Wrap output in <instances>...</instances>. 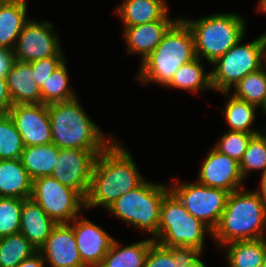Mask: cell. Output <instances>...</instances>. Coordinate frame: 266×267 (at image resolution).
<instances>
[{
    "label": "cell",
    "mask_w": 266,
    "mask_h": 267,
    "mask_svg": "<svg viewBox=\"0 0 266 267\" xmlns=\"http://www.w3.org/2000/svg\"><path fill=\"white\" fill-rule=\"evenodd\" d=\"M190 256L188 251L168 248L154 241L144 267H181Z\"/></svg>",
    "instance_id": "33"
},
{
    "label": "cell",
    "mask_w": 266,
    "mask_h": 267,
    "mask_svg": "<svg viewBox=\"0 0 266 267\" xmlns=\"http://www.w3.org/2000/svg\"><path fill=\"white\" fill-rule=\"evenodd\" d=\"M243 39L210 65L214 92H229L244 76L265 65L266 31L249 43H242Z\"/></svg>",
    "instance_id": "8"
},
{
    "label": "cell",
    "mask_w": 266,
    "mask_h": 267,
    "mask_svg": "<svg viewBox=\"0 0 266 267\" xmlns=\"http://www.w3.org/2000/svg\"><path fill=\"white\" fill-rule=\"evenodd\" d=\"M143 176L130 150L116 138L95 159L85 211L107 210L121 195L141 185L146 180Z\"/></svg>",
    "instance_id": "1"
},
{
    "label": "cell",
    "mask_w": 266,
    "mask_h": 267,
    "mask_svg": "<svg viewBox=\"0 0 266 267\" xmlns=\"http://www.w3.org/2000/svg\"><path fill=\"white\" fill-rule=\"evenodd\" d=\"M24 147L10 115H0V160L20 159Z\"/></svg>",
    "instance_id": "31"
},
{
    "label": "cell",
    "mask_w": 266,
    "mask_h": 267,
    "mask_svg": "<svg viewBox=\"0 0 266 267\" xmlns=\"http://www.w3.org/2000/svg\"><path fill=\"white\" fill-rule=\"evenodd\" d=\"M262 267H266V253H265V257H264V261H263Z\"/></svg>",
    "instance_id": "45"
},
{
    "label": "cell",
    "mask_w": 266,
    "mask_h": 267,
    "mask_svg": "<svg viewBox=\"0 0 266 267\" xmlns=\"http://www.w3.org/2000/svg\"><path fill=\"white\" fill-rule=\"evenodd\" d=\"M13 61L14 56L12 51L0 47V77H6V74L9 71Z\"/></svg>",
    "instance_id": "38"
},
{
    "label": "cell",
    "mask_w": 266,
    "mask_h": 267,
    "mask_svg": "<svg viewBox=\"0 0 266 267\" xmlns=\"http://www.w3.org/2000/svg\"><path fill=\"white\" fill-rule=\"evenodd\" d=\"M178 20H158L122 29L127 54H137L140 63L157 47Z\"/></svg>",
    "instance_id": "17"
},
{
    "label": "cell",
    "mask_w": 266,
    "mask_h": 267,
    "mask_svg": "<svg viewBox=\"0 0 266 267\" xmlns=\"http://www.w3.org/2000/svg\"><path fill=\"white\" fill-rule=\"evenodd\" d=\"M22 199L0 197V238L19 233Z\"/></svg>",
    "instance_id": "34"
},
{
    "label": "cell",
    "mask_w": 266,
    "mask_h": 267,
    "mask_svg": "<svg viewBox=\"0 0 266 267\" xmlns=\"http://www.w3.org/2000/svg\"><path fill=\"white\" fill-rule=\"evenodd\" d=\"M66 62L65 59L41 87V103L48 105L55 102L69 101L78 96L70 86Z\"/></svg>",
    "instance_id": "28"
},
{
    "label": "cell",
    "mask_w": 266,
    "mask_h": 267,
    "mask_svg": "<svg viewBox=\"0 0 266 267\" xmlns=\"http://www.w3.org/2000/svg\"><path fill=\"white\" fill-rule=\"evenodd\" d=\"M227 99L220 111L222 112L228 131L246 132L256 135L260 129L253 128L256 121V112L258 107L246 102L245 100L236 98L229 92H221Z\"/></svg>",
    "instance_id": "24"
},
{
    "label": "cell",
    "mask_w": 266,
    "mask_h": 267,
    "mask_svg": "<svg viewBox=\"0 0 266 267\" xmlns=\"http://www.w3.org/2000/svg\"><path fill=\"white\" fill-rule=\"evenodd\" d=\"M102 151L59 149L51 174L61 184L76 190L84 199L88 193L96 157Z\"/></svg>",
    "instance_id": "12"
},
{
    "label": "cell",
    "mask_w": 266,
    "mask_h": 267,
    "mask_svg": "<svg viewBox=\"0 0 266 267\" xmlns=\"http://www.w3.org/2000/svg\"><path fill=\"white\" fill-rule=\"evenodd\" d=\"M56 224L31 198L22 199L19 232L31 242L37 251L44 245Z\"/></svg>",
    "instance_id": "20"
},
{
    "label": "cell",
    "mask_w": 266,
    "mask_h": 267,
    "mask_svg": "<svg viewBox=\"0 0 266 267\" xmlns=\"http://www.w3.org/2000/svg\"><path fill=\"white\" fill-rule=\"evenodd\" d=\"M203 62V63H202ZM205 62L196 57L194 60L183 64L174 74L166 88L181 89L184 92L198 93L211 91V72H207L203 65Z\"/></svg>",
    "instance_id": "26"
},
{
    "label": "cell",
    "mask_w": 266,
    "mask_h": 267,
    "mask_svg": "<svg viewBox=\"0 0 266 267\" xmlns=\"http://www.w3.org/2000/svg\"><path fill=\"white\" fill-rule=\"evenodd\" d=\"M8 114L20 133L25 147L52 143L47 104H15Z\"/></svg>",
    "instance_id": "13"
},
{
    "label": "cell",
    "mask_w": 266,
    "mask_h": 267,
    "mask_svg": "<svg viewBox=\"0 0 266 267\" xmlns=\"http://www.w3.org/2000/svg\"><path fill=\"white\" fill-rule=\"evenodd\" d=\"M233 88L230 94L260 108L266 98V65L244 76Z\"/></svg>",
    "instance_id": "29"
},
{
    "label": "cell",
    "mask_w": 266,
    "mask_h": 267,
    "mask_svg": "<svg viewBox=\"0 0 266 267\" xmlns=\"http://www.w3.org/2000/svg\"><path fill=\"white\" fill-rule=\"evenodd\" d=\"M66 59V56H52L34 62H29L32 67L33 77L38 87L44 85L52 72Z\"/></svg>",
    "instance_id": "36"
},
{
    "label": "cell",
    "mask_w": 266,
    "mask_h": 267,
    "mask_svg": "<svg viewBox=\"0 0 266 267\" xmlns=\"http://www.w3.org/2000/svg\"><path fill=\"white\" fill-rule=\"evenodd\" d=\"M5 78L13 105L41 103L40 88L29 63L14 60Z\"/></svg>",
    "instance_id": "19"
},
{
    "label": "cell",
    "mask_w": 266,
    "mask_h": 267,
    "mask_svg": "<svg viewBox=\"0 0 266 267\" xmlns=\"http://www.w3.org/2000/svg\"><path fill=\"white\" fill-rule=\"evenodd\" d=\"M30 198L57 224L70 223L85 211V199L52 176L33 180Z\"/></svg>",
    "instance_id": "9"
},
{
    "label": "cell",
    "mask_w": 266,
    "mask_h": 267,
    "mask_svg": "<svg viewBox=\"0 0 266 267\" xmlns=\"http://www.w3.org/2000/svg\"><path fill=\"white\" fill-rule=\"evenodd\" d=\"M205 156L198 172V183L229 193L246 187L239 162L220 153L214 147Z\"/></svg>",
    "instance_id": "15"
},
{
    "label": "cell",
    "mask_w": 266,
    "mask_h": 267,
    "mask_svg": "<svg viewBox=\"0 0 266 267\" xmlns=\"http://www.w3.org/2000/svg\"><path fill=\"white\" fill-rule=\"evenodd\" d=\"M16 267H46V262L41 253L37 251L32 256L19 263Z\"/></svg>",
    "instance_id": "39"
},
{
    "label": "cell",
    "mask_w": 266,
    "mask_h": 267,
    "mask_svg": "<svg viewBox=\"0 0 266 267\" xmlns=\"http://www.w3.org/2000/svg\"><path fill=\"white\" fill-rule=\"evenodd\" d=\"M266 237V209L254 190L247 187L229 193L226 207L213 230L214 245Z\"/></svg>",
    "instance_id": "3"
},
{
    "label": "cell",
    "mask_w": 266,
    "mask_h": 267,
    "mask_svg": "<svg viewBox=\"0 0 266 267\" xmlns=\"http://www.w3.org/2000/svg\"><path fill=\"white\" fill-rule=\"evenodd\" d=\"M37 249L20 232L0 238V267H16Z\"/></svg>",
    "instance_id": "30"
},
{
    "label": "cell",
    "mask_w": 266,
    "mask_h": 267,
    "mask_svg": "<svg viewBox=\"0 0 266 267\" xmlns=\"http://www.w3.org/2000/svg\"><path fill=\"white\" fill-rule=\"evenodd\" d=\"M256 7H257L256 10L260 11L261 13L266 14V0H258Z\"/></svg>",
    "instance_id": "42"
},
{
    "label": "cell",
    "mask_w": 266,
    "mask_h": 267,
    "mask_svg": "<svg viewBox=\"0 0 266 267\" xmlns=\"http://www.w3.org/2000/svg\"><path fill=\"white\" fill-rule=\"evenodd\" d=\"M193 182L184 183L178 178L169 184L170 190L192 216L201 220L213 231L220 222L229 192L207 187L197 181Z\"/></svg>",
    "instance_id": "10"
},
{
    "label": "cell",
    "mask_w": 266,
    "mask_h": 267,
    "mask_svg": "<svg viewBox=\"0 0 266 267\" xmlns=\"http://www.w3.org/2000/svg\"><path fill=\"white\" fill-rule=\"evenodd\" d=\"M33 180L20 159L0 160V197L29 199Z\"/></svg>",
    "instance_id": "22"
},
{
    "label": "cell",
    "mask_w": 266,
    "mask_h": 267,
    "mask_svg": "<svg viewBox=\"0 0 266 267\" xmlns=\"http://www.w3.org/2000/svg\"><path fill=\"white\" fill-rule=\"evenodd\" d=\"M260 111L264 114V116L266 115V98L264 99L263 104L260 106Z\"/></svg>",
    "instance_id": "43"
},
{
    "label": "cell",
    "mask_w": 266,
    "mask_h": 267,
    "mask_svg": "<svg viewBox=\"0 0 266 267\" xmlns=\"http://www.w3.org/2000/svg\"><path fill=\"white\" fill-rule=\"evenodd\" d=\"M59 148L53 143L39 146H27L20 160L32 180L51 176L57 162Z\"/></svg>",
    "instance_id": "27"
},
{
    "label": "cell",
    "mask_w": 266,
    "mask_h": 267,
    "mask_svg": "<svg viewBox=\"0 0 266 267\" xmlns=\"http://www.w3.org/2000/svg\"><path fill=\"white\" fill-rule=\"evenodd\" d=\"M83 215H78L69 224L73 228L82 263L86 267H99L115 237Z\"/></svg>",
    "instance_id": "14"
},
{
    "label": "cell",
    "mask_w": 266,
    "mask_h": 267,
    "mask_svg": "<svg viewBox=\"0 0 266 267\" xmlns=\"http://www.w3.org/2000/svg\"><path fill=\"white\" fill-rule=\"evenodd\" d=\"M12 105L6 78L0 77V115L8 114Z\"/></svg>",
    "instance_id": "37"
},
{
    "label": "cell",
    "mask_w": 266,
    "mask_h": 267,
    "mask_svg": "<svg viewBox=\"0 0 266 267\" xmlns=\"http://www.w3.org/2000/svg\"><path fill=\"white\" fill-rule=\"evenodd\" d=\"M27 0H5L0 4V47L13 50L24 25L30 20Z\"/></svg>",
    "instance_id": "21"
},
{
    "label": "cell",
    "mask_w": 266,
    "mask_h": 267,
    "mask_svg": "<svg viewBox=\"0 0 266 267\" xmlns=\"http://www.w3.org/2000/svg\"><path fill=\"white\" fill-rule=\"evenodd\" d=\"M239 164L244 179L249 177L251 172H266V141L259 133L250 139Z\"/></svg>",
    "instance_id": "32"
},
{
    "label": "cell",
    "mask_w": 266,
    "mask_h": 267,
    "mask_svg": "<svg viewBox=\"0 0 266 267\" xmlns=\"http://www.w3.org/2000/svg\"><path fill=\"white\" fill-rule=\"evenodd\" d=\"M262 130H260L259 134L265 139L266 141V123L265 126H263V128H260Z\"/></svg>",
    "instance_id": "44"
},
{
    "label": "cell",
    "mask_w": 266,
    "mask_h": 267,
    "mask_svg": "<svg viewBox=\"0 0 266 267\" xmlns=\"http://www.w3.org/2000/svg\"><path fill=\"white\" fill-rule=\"evenodd\" d=\"M59 35L49 20L37 21L30 18L12 50L14 60L29 63L52 56H65Z\"/></svg>",
    "instance_id": "11"
},
{
    "label": "cell",
    "mask_w": 266,
    "mask_h": 267,
    "mask_svg": "<svg viewBox=\"0 0 266 267\" xmlns=\"http://www.w3.org/2000/svg\"><path fill=\"white\" fill-rule=\"evenodd\" d=\"M169 184L145 180L135 189L121 195L106 211L129 227L148 233L155 241L158 237L162 200L170 191Z\"/></svg>",
    "instance_id": "7"
},
{
    "label": "cell",
    "mask_w": 266,
    "mask_h": 267,
    "mask_svg": "<svg viewBox=\"0 0 266 267\" xmlns=\"http://www.w3.org/2000/svg\"><path fill=\"white\" fill-rule=\"evenodd\" d=\"M221 248L226 250L224 258L227 267H262L266 253V237L233 241Z\"/></svg>",
    "instance_id": "25"
},
{
    "label": "cell",
    "mask_w": 266,
    "mask_h": 267,
    "mask_svg": "<svg viewBox=\"0 0 266 267\" xmlns=\"http://www.w3.org/2000/svg\"><path fill=\"white\" fill-rule=\"evenodd\" d=\"M260 182H259V186L258 188L254 189V191L258 194L259 199L261 200V202L263 203V206L266 209V172L260 174Z\"/></svg>",
    "instance_id": "40"
},
{
    "label": "cell",
    "mask_w": 266,
    "mask_h": 267,
    "mask_svg": "<svg viewBox=\"0 0 266 267\" xmlns=\"http://www.w3.org/2000/svg\"><path fill=\"white\" fill-rule=\"evenodd\" d=\"M253 134L246 132L225 131L213 147L240 163Z\"/></svg>",
    "instance_id": "35"
},
{
    "label": "cell",
    "mask_w": 266,
    "mask_h": 267,
    "mask_svg": "<svg viewBox=\"0 0 266 267\" xmlns=\"http://www.w3.org/2000/svg\"><path fill=\"white\" fill-rule=\"evenodd\" d=\"M180 18L193 34L196 57L209 65L246 35L247 22L236 12H219L196 19Z\"/></svg>",
    "instance_id": "5"
},
{
    "label": "cell",
    "mask_w": 266,
    "mask_h": 267,
    "mask_svg": "<svg viewBox=\"0 0 266 267\" xmlns=\"http://www.w3.org/2000/svg\"><path fill=\"white\" fill-rule=\"evenodd\" d=\"M49 267H86L80 258L73 228L59 223L38 250Z\"/></svg>",
    "instance_id": "16"
},
{
    "label": "cell",
    "mask_w": 266,
    "mask_h": 267,
    "mask_svg": "<svg viewBox=\"0 0 266 267\" xmlns=\"http://www.w3.org/2000/svg\"><path fill=\"white\" fill-rule=\"evenodd\" d=\"M208 234V235H207ZM213 231L201 220L192 216L183 203L170 190L163 198L155 240L162 246L188 251L191 255H202L205 238Z\"/></svg>",
    "instance_id": "6"
},
{
    "label": "cell",
    "mask_w": 266,
    "mask_h": 267,
    "mask_svg": "<svg viewBox=\"0 0 266 267\" xmlns=\"http://www.w3.org/2000/svg\"><path fill=\"white\" fill-rule=\"evenodd\" d=\"M201 256L202 255H191L181 267H207Z\"/></svg>",
    "instance_id": "41"
},
{
    "label": "cell",
    "mask_w": 266,
    "mask_h": 267,
    "mask_svg": "<svg viewBox=\"0 0 266 267\" xmlns=\"http://www.w3.org/2000/svg\"><path fill=\"white\" fill-rule=\"evenodd\" d=\"M78 98L48 104L52 143L59 149L104 151L116 137L102 131Z\"/></svg>",
    "instance_id": "2"
},
{
    "label": "cell",
    "mask_w": 266,
    "mask_h": 267,
    "mask_svg": "<svg viewBox=\"0 0 266 267\" xmlns=\"http://www.w3.org/2000/svg\"><path fill=\"white\" fill-rule=\"evenodd\" d=\"M196 58L193 34L180 18L157 47L141 62L136 80L166 87L183 64Z\"/></svg>",
    "instance_id": "4"
},
{
    "label": "cell",
    "mask_w": 266,
    "mask_h": 267,
    "mask_svg": "<svg viewBox=\"0 0 266 267\" xmlns=\"http://www.w3.org/2000/svg\"><path fill=\"white\" fill-rule=\"evenodd\" d=\"M153 242L149 236L125 246L115 238L99 267H144Z\"/></svg>",
    "instance_id": "23"
},
{
    "label": "cell",
    "mask_w": 266,
    "mask_h": 267,
    "mask_svg": "<svg viewBox=\"0 0 266 267\" xmlns=\"http://www.w3.org/2000/svg\"><path fill=\"white\" fill-rule=\"evenodd\" d=\"M165 0H123L115 12L122 22L123 29L138 24L158 20H179L170 18V6Z\"/></svg>",
    "instance_id": "18"
}]
</instances>
